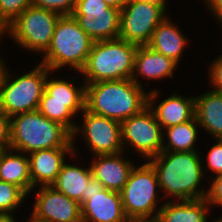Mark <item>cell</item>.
I'll use <instances>...</instances> for the list:
<instances>
[{"label": "cell", "instance_id": "6da1fadb", "mask_svg": "<svg viewBox=\"0 0 222 222\" xmlns=\"http://www.w3.org/2000/svg\"><path fill=\"white\" fill-rule=\"evenodd\" d=\"M148 162L157 173L159 188L164 189L163 198L174 197L176 201L206 198L207 191L198 188L205 174L198 151H161Z\"/></svg>", "mask_w": 222, "mask_h": 222}, {"label": "cell", "instance_id": "7a4b0ae2", "mask_svg": "<svg viewBox=\"0 0 222 222\" xmlns=\"http://www.w3.org/2000/svg\"><path fill=\"white\" fill-rule=\"evenodd\" d=\"M85 108L119 123L148 106V92L132 79L85 83Z\"/></svg>", "mask_w": 222, "mask_h": 222}, {"label": "cell", "instance_id": "3957f363", "mask_svg": "<svg viewBox=\"0 0 222 222\" xmlns=\"http://www.w3.org/2000/svg\"><path fill=\"white\" fill-rule=\"evenodd\" d=\"M59 147H75L72 134L60 123L38 110L10 117V149L30 154Z\"/></svg>", "mask_w": 222, "mask_h": 222}, {"label": "cell", "instance_id": "277c9868", "mask_svg": "<svg viewBox=\"0 0 222 222\" xmlns=\"http://www.w3.org/2000/svg\"><path fill=\"white\" fill-rule=\"evenodd\" d=\"M138 46L120 38L94 41L80 74L83 83L132 79Z\"/></svg>", "mask_w": 222, "mask_h": 222}, {"label": "cell", "instance_id": "5b68a950", "mask_svg": "<svg viewBox=\"0 0 222 222\" xmlns=\"http://www.w3.org/2000/svg\"><path fill=\"white\" fill-rule=\"evenodd\" d=\"M94 40L79 26L73 15L58 19L50 46L44 52L40 63L52 72L69 66L80 71L86 64Z\"/></svg>", "mask_w": 222, "mask_h": 222}, {"label": "cell", "instance_id": "8992f818", "mask_svg": "<svg viewBox=\"0 0 222 222\" xmlns=\"http://www.w3.org/2000/svg\"><path fill=\"white\" fill-rule=\"evenodd\" d=\"M50 72L42 63L16 77L10 73L9 68H5L0 82V111L12 117L37 110Z\"/></svg>", "mask_w": 222, "mask_h": 222}, {"label": "cell", "instance_id": "52a82bcc", "mask_svg": "<svg viewBox=\"0 0 222 222\" xmlns=\"http://www.w3.org/2000/svg\"><path fill=\"white\" fill-rule=\"evenodd\" d=\"M60 14L29 6L5 29L21 48L43 54L50 46Z\"/></svg>", "mask_w": 222, "mask_h": 222}, {"label": "cell", "instance_id": "ba28073f", "mask_svg": "<svg viewBox=\"0 0 222 222\" xmlns=\"http://www.w3.org/2000/svg\"><path fill=\"white\" fill-rule=\"evenodd\" d=\"M158 189L157 173L149 162L134 166L120 192L126 217L158 214Z\"/></svg>", "mask_w": 222, "mask_h": 222}, {"label": "cell", "instance_id": "9c48e42d", "mask_svg": "<svg viewBox=\"0 0 222 222\" xmlns=\"http://www.w3.org/2000/svg\"><path fill=\"white\" fill-rule=\"evenodd\" d=\"M166 10L154 3L127 0L121 9L118 38L137 46L148 45L154 30L166 18Z\"/></svg>", "mask_w": 222, "mask_h": 222}, {"label": "cell", "instance_id": "30bf717a", "mask_svg": "<svg viewBox=\"0 0 222 222\" xmlns=\"http://www.w3.org/2000/svg\"><path fill=\"white\" fill-rule=\"evenodd\" d=\"M149 106L121 123L122 145L149 160L162 151L164 132Z\"/></svg>", "mask_w": 222, "mask_h": 222}, {"label": "cell", "instance_id": "8fae6325", "mask_svg": "<svg viewBox=\"0 0 222 222\" xmlns=\"http://www.w3.org/2000/svg\"><path fill=\"white\" fill-rule=\"evenodd\" d=\"M72 15L94 41L119 37L121 10L110 7L104 0H77Z\"/></svg>", "mask_w": 222, "mask_h": 222}, {"label": "cell", "instance_id": "7c38bea8", "mask_svg": "<svg viewBox=\"0 0 222 222\" xmlns=\"http://www.w3.org/2000/svg\"><path fill=\"white\" fill-rule=\"evenodd\" d=\"M83 117L82 127L76 126L72 133L75 141L78 133H82L91 153L95 155L118 154L123 151L121 123L88 111L81 112Z\"/></svg>", "mask_w": 222, "mask_h": 222}, {"label": "cell", "instance_id": "4fadbf2b", "mask_svg": "<svg viewBox=\"0 0 222 222\" xmlns=\"http://www.w3.org/2000/svg\"><path fill=\"white\" fill-rule=\"evenodd\" d=\"M83 192L82 222H126L121 195L91 178Z\"/></svg>", "mask_w": 222, "mask_h": 222}, {"label": "cell", "instance_id": "5bb4252c", "mask_svg": "<svg viewBox=\"0 0 222 222\" xmlns=\"http://www.w3.org/2000/svg\"><path fill=\"white\" fill-rule=\"evenodd\" d=\"M30 219L33 222H82L81 205L53 186H40Z\"/></svg>", "mask_w": 222, "mask_h": 222}, {"label": "cell", "instance_id": "9a60e30c", "mask_svg": "<svg viewBox=\"0 0 222 222\" xmlns=\"http://www.w3.org/2000/svg\"><path fill=\"white\" fill-rule=\"evenodd\" d=\"M69 153L71 157L72 155L74 157L77 149L74 147H59L38 150L28 154L33 190L37 188V185H39L38 187L51 186L55 182L62 165L66 162L65 157Z\"/></svg>", "mask_w": 222, "mask_h": 222}, {"label": "cell", "instance_id": "2e32d148", "mask_svg": "<svg viewBox=\"0 0 222 222\" xmlns=\"http://www.w3.org/2000/svg\"><path fill=\"white\" fill-rule=\"evenodd\" d=\"M176 94L161 101L158 106H154L157 102L159 92L157 90H150L148 93V106L155 115L163 130L165 128L186 123L195 117V97H182ZM155 107V108H154Z\"/></svg>", "mask_w": 222, "mask_h": 222}, {"label": "cell", "instance_id": "e0dca14e", "mask_svg": "<svg viewBox=\"0 0 222 222\" xmlns=\"http://www.w3.org/2000/svg\"><path fill=\"white\" fill-rule=\"evenodd\" d=\"M122 154L124 152L95 155L90 165L92 177L98 180L105 189L118 193L123 189L135 166L130 160H124Z\"/></svg>", "mask_w": 222, "mask_h": 222}, {"label": "cell", "instance_id": "ac0fdd59", "mask_svg": "<svg viewBox=\"0 0 222 222\" xmlns=\"http://www.w3.org/2000/svg\"><path fill=\"white\" fill-rule=\"evenodd\" d=\"M177 66L178 64L171 58L154 51L148 45L138 46L132 80L144 88L143 83L137 80L139 75V77L154 80L173 77Z\"/></svg>", "mask_w": 222, "mask_h": 222}, {"label": "cell", "instance_id": "d6986e66", "mask_svg": "<svg viewBox=\"0 0 222 222\" xmlns=\"http://www.w3.org/2000/svg\"><path fill=\"white\" fill-rule=\"evenodd\" d=\"M166 17L154 30L148 46L154 51L171 58L177 64L183 55V50L187 47V37L181 33L179 27Z\"/></svg>", "mask_w": 222, "mask_h": 222}, {"label": "cell", "instance_id": "ffe728a7", "mask_svg": "<svg viewBox=\"0 0 222 222\" xmlns=\"http://www.w3.org/2000/svg\"><path fill=\"white\" fill-rule=\"evenodd\" d=\"M195 97V117L200 128L222 139V92L211 90Z\"/></svg>", "mask_w": 222, "mask_h": 222}, {"label": "cell", "instance_id": "44dd1931", "mask_svg": "<svg viewBox=\"0 0 222 222\" xmlns=\"http://www.w3.org/2000/svg\"><path fill=\"white\" fill-rule=\"evenodd\" d=\"M210 205L205 198L166 201L158 209L161 222H207ZM208 212V213H207Z\"/></svg>", "mask_w": 222, "mask_h": 222}, {"label": "cell", "instance_id": "7402d4cb", "mask_svg": "<svg viewBox=\"0 0 222 222\" xmlns=\"http://www.w3.org/2000/svg\"><path fill=\"white\" fill-rule=\"evenodd\" d=\"M16 153L10 148L0 152V180L17 185L28 195L33 190L28 155Z\"/></svg>", "mask_w": 222, "mask_h": 222}, {"label": "cell", "instance_id": "603a6c76", "mask_svg": "<svg viewBox=\"0 0 222 222\" xmlns=\"http://www.w3.org/2000/svg\"><path fill=\"white\" fill-rule=\"evenodd\" d=\"M92 178L91 168L64 163L55 182L51 185L70 199L83 204V192Z\"/></svg>", "mask_w": 222, "mask_h": 222}, {"label": "cell", "instance_id": "cb8c5ba5", "mask_svg": "<svg viewBox=\"0 0 222 222\" xmlns=\"http://www.w3.org/2000/svg\"><path fill=\"white\" fill-rule=\"evenodd\" d=\"M84 109L85 101L50 100V96L43 91L37 110L46 118L60 123L72 134L77 125L71 119Z\"/></svg>", "mask_w": 222, "mask_h": 222}, {"label": "cell", "instance_id": "d4e9b609", "mask_svg": "<svg viewBox=\"0 0 222 222\" xmlns=\"http://www.w3.org/2000/svg\"><path fill=\"white\" fill-rule=\"evenodd\" d=\"M198 125L197 119L194 117L186 123L165 128L166 132L164 134L167 133V136L166 142L165 137H163L162 151H198L195 147L198 137Z\"/></svg>", "mask_w": 222, "mask_h": 222}, {"label": "cell", "instance_id": "484cf974", "mask_svg": "<svg viewBox=\"0 0 222 222\" xmlns=\"http://www.w3.org/2000/svg\"><path fill=\"white\" fill-rule=\"evenodd\" d=\"M50 72L47 75L44 91L50 96V100L59 101H85L86 97V85L74 86V83L67 81L66 79H54Z\"/></svg>", "mask_w": 222, "mask_h": 222}, {"label": "cell", "instance_id": "4316f807", "mask_svg": "<svg viewBox=\"0 0 222 222\" xmlns=\"http://www.w3.org/2000/svg\"><path fill=\"white\" fill-rule=\"evenodd\" d=\"M27 196L17 185L0 180V213L12 215Z\"/></svg>", "mask_w": 222, "mask_h": 222}, {"label": "cell", "instance_id": "83f0119b", "mask_svg": "<svg viewBox=\"0 0 222 222\" xmlns=\"http://www.w3.org/2000/svg\"><path fill=\"white\" fill-rule=\"evenodd\" d=\"M32 3L33 0H0V25L3 29L11 24Z\"/></svg>", "mask_w": 222, "mask_h": 222}, {"label": "cell", "instance_id": "f1b7e54d", "mask_svg": "<svg viewBox=\"0 0 222 222\" xmlns=\"http://www.w3.org/2000/svg\"><path fill=\"white\" fill-rule=\"evenodd\" d=\"M77 0H33L32 5L38 8L54 11L61 16L72 15Z\"/></svg>", "mask_w": 222, "mask_h": 222}, {"label": "cell", "instance_id": "f546056e", "mask_svg": "<svg viewBox=\"0 0 222 222\" xmlns=\"http://www.w3.org/2000/svg\"><path fill=\"white\" fill-rule=\"evenodd\" d=\"M215 140L217 143L213 144L205 158H207L206 164L208 168L206 172L211 170L216 175L222 173V139L217 138Z\"/></svg>", "mask_w": 222, "mask_h": 222}, {"label": "cell", "instance_id": "4dcf8cb0", "mask_svg": "<svg viewBox=\"0 0 222 222\" xmlns=\"http://www.w3.org/2000/svg\"><path fill=\"white\" fill-rule=\"evenodd\" d=\"M208 187L206 200L210 206L216 205L222 207V173L216 174L215 178Z\"/></svg>", "mask_w": 222, "mask_h": 222}, {"label": "cell", "instance_id": "1f68e13d", "mask_svg": "<svg viewBox=\"0 0 222 222\" xmlns=\"http://www.w3.org/2000/svg\"><path fill=\"white\" fill-rule=\"evenodd\" d=\"M210 83L214 91L222 92V58L217 57L209 67Z\"/></svg>", "mask_w": 222, "mask_h": 222}, {"label": "cell", "instance_id": "d6a6232c", "mask_svg": "<svg viewBox=\"0 0 222 222\" xmlns=\"http://www.w3.org/2000/svg\"><path fill=\"white\" fill-rule=\"evenodd\" d=\"M10 148V117L0 111V152Z\"/></svg>", "mask_w": 222, "mask_h": 222}, {"label": "cell", "instance_id": "836d02e7", "mask_svg": "<svg viewBox=\"0 0 222 222\" xmlns=\"http://www.w3.org/2000/svg\"><path fill=\"white\" fill-rule=\"evenodd\" d=\"M206 2L204 5H207L209 10L213 13L214 17L219 21V24L222 23V0H203Z\"/></svg>", "mask_w": 222, "mask_h": 222}, {"label": "cell", "instance_id": "e575fe53", "mask_svg": "<svg viewBox=\"0 0 222 222\" xmlns=\"http://www.w3.org/2000/svg\"><path fill=\"white\" fill-rule=\"evenodd\" d=\"M126 222H161L158 214L151 216H133L128 217Z\"/></svg>", "mask_w": 222, "mask_h": 222}, {"label": "cell", "instance_id": "d590c367", "mask_svg": "<svg viewBox=\"0 0 222 222\" xmlns=\"http://www.w3.org/2000/svg\"><path fill=\"white\" fill-rule=\"evenodd\" d=\"M110 7L121 10L127 0H104Z\"/></svg>", "mask_w": 222, "mask_h": 222}, {"label": "cell", "instance_id": "8d00e7d4", "mask_svg": "<svg viewBox=\"0 0 222 222\" xmlns=\"http://www.w3.org/2000/svg\"><path fill=\"white\" fill-rule=\"evenodd\" d=\"M16 218L14 215H9L7 213H0V222H15Z\"/></svg>", "mask_w": 222, "mask_h": 222}, {"label": "cell", "instance_id": "74e56055", "mask_svg": "<svg viewBox=\"0 0 222 222\" xmlns=\"http://www.w3.org/2000/svg\"><path fill=\"white\" fill-rule=\"evenodd\" d=\"M138 1H145V2H149V3H154L157 4L159 6L164 7L165 9H167V2L166 0H138Z\"/></svg>", "mask_w": 222, "mask_h": 222}, {"label": "cell", "instance_id": "f35d334b", "mask_svg": "<svg viewBox=\"0 0 222 222\" xmlns=\"http://www.w3.org/2000/svg\"><path fill=\"white\" fill-rule=\"evenodd\" d=\"M4 59H1L0 58V82H1V79H2V76H3V73H4V70L6 68V63L3 61Z\"/></svg>", "mask_w": 222, "mask_h": 222}, {"label": "cell", "instance_id": "ab89813d", "mask_svg": "<svg viewBox=\"0 0 222 222\" xmlns=\"http://www.w3.org/2000/svg\"><path fill=\"white\" fill-rule=\"evenodd\" d=\"M5 33H4V29H3V27L0 25V38L2 39L3 37V35H4ZM0 39V40H1Z\"/></svg>", "mask_w": 222, "mask_h": 222}, {"label": "cell", "instance_id": "60d3db41", "mask_svg": "<svg viewBox=\"0 0 222 222\" xmlns=\"http://www.w3.org/2000/svg\"><path fill=\"white\" fill-rule=\"evenodd\" d=\"M214 222H222V217H219V219H217L216 221L215 220H213ZM212 221V222H213Z\"/></svg>", "mask_w": 222, "mask_h": 222}]
</instances>
